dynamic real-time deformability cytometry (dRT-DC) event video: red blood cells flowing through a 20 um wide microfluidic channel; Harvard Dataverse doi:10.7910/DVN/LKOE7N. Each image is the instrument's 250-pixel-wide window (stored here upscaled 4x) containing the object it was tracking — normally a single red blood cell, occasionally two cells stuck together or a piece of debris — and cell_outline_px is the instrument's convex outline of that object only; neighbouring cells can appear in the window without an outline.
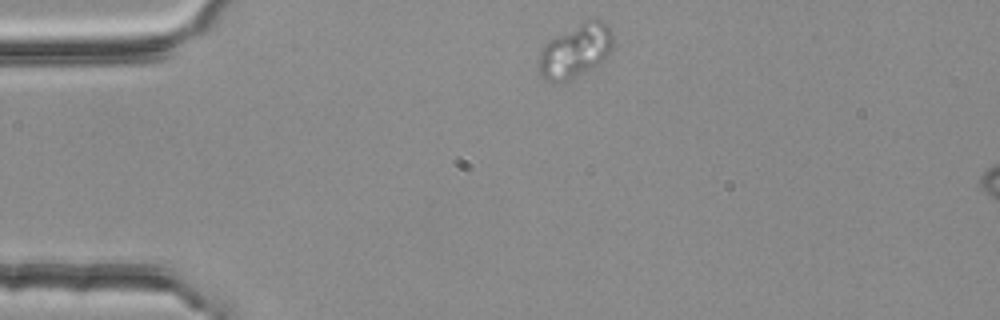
{"species": "common noctule bat (a hibernating species)", "species_latin": "Nyctalus noctula", "temperature_condition": "room temperature", "stored_images_in_passage": 3, "camera_frame_rate_fps": 3000, "um_per_image_px": 0.085, "animal": {"sex": "female", "body_mass_g": 25.1}, "frame": {"image": 1, "passage_image": 1, "time_ms": 0.0, "image_size_px": [1000, 320], "cell_outline_px": [[612, 48], [608, 56], [604, 60], [568, 80], [560, 84], [556, 84], [544, 80], [540, 76], [540, 52], [544, 44], [548, 40], [588, 20], [600, 20], [608, 24], [612, 32]], "centroid_in_image_um": [48.9, 4.35], "position_along_channel_um": 36.1, "area_um2": 22.83}}